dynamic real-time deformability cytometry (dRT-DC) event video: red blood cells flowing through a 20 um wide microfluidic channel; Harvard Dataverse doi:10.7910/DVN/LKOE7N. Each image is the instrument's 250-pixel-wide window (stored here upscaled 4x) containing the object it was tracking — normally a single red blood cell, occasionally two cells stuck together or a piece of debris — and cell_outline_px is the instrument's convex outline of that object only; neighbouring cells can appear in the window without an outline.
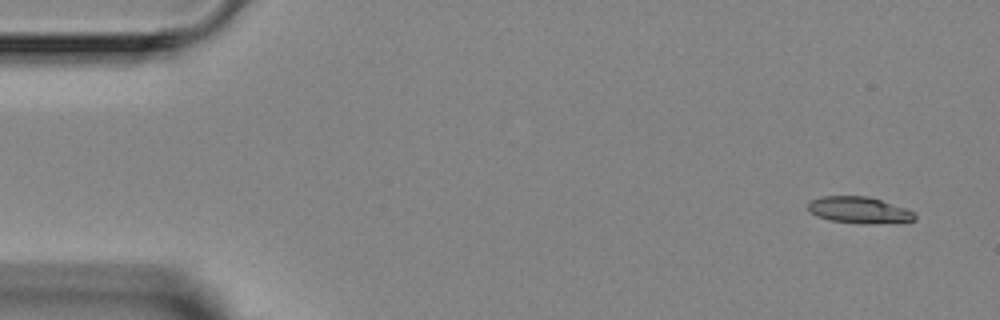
{"species": "Egyptian fruit bat (a non-hibernating species)", "species_latin": "Rousettus aegyptiacus", "temperature_condition": "room temperature", "stored_images_in_passage": 5, "camera_frame_rate_fps": 3000, "um_per_image_px": 0.085, "animal": {"sex": "female"}, "frame": {"image": 1, "passage_image": 1, "time_ms": 0.0, "image_size_px": [1000, 320], "cell_outline_px": [[916, 220], [908, 224], [864, 224], [828, 220], [816, 216], [808, 212], [808, 204], [812, 200], [824, 196], [868, 196], [904, 208], [912, 212], [916, 216]], "centroid_in_image_um": [73.08, 17.9], "position_along_channel_um": 11.9, "area_um2": 16.88}}
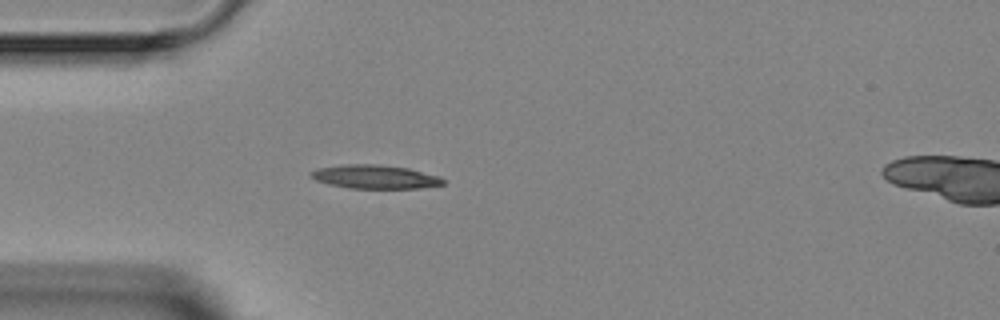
{"frame": {"image": 2, "passage_image": 4, "time_ms": 3.667, "image_size_px": [1000, 320], "cell_outline_px": [[444, 184], [420, 188], [348, 188], [328, 184], [316, 180], [308, 176], [308, 172], [316, 168], [340, 164], [376, 164], [408, 168], [440, 176], [444, 180]], "centroid_in_image_um": [31.81, 15.02], "position_along_channel_um": 53.2, "area_um2": 18.44}}